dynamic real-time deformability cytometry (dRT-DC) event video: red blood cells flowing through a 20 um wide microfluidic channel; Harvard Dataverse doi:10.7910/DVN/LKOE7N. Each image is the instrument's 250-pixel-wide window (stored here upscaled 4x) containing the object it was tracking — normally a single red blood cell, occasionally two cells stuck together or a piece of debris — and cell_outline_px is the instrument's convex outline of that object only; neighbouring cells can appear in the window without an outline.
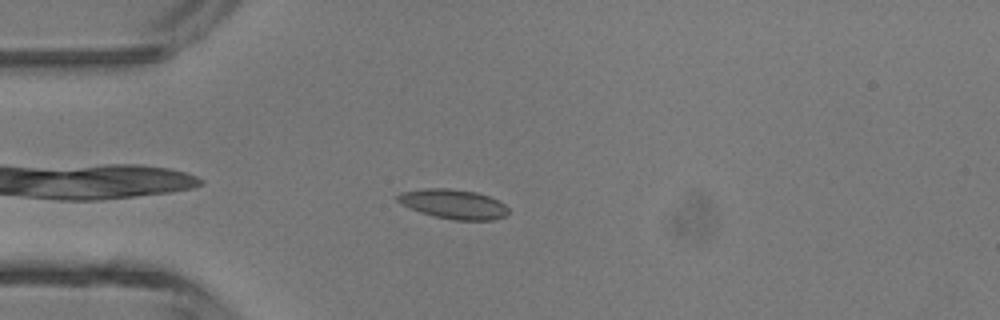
{"species": "common noctule bat (a hibernating species)", "species_latin": "Nyctalus noctula", "temperature_condition": "room temperature", "stored_images_in_passage": 37, "camera_frame_rate_fps": 3000, "um_per_image_px": 0.085, "animal": {"sex": "male", "body_mass_g": 13.3}, "frame": {"image": 1, "passage_image": 3, "time_ms": 0.667, "image_size_px": [1000, 320], "cell_outline_px": [[508, 212], [504, 216], [492, 220], [452, 220], [420, 212], [400, 204], [396, 200], [396, 196], [400, 192], [424, 188], [448, 188], [476, 192], [488, 196], [504, 204], [508, 208]], "centroid_in_image_um": [38.5, 17.34], "position_along_channel_um": 46.5, "area_um2": 19.02}}
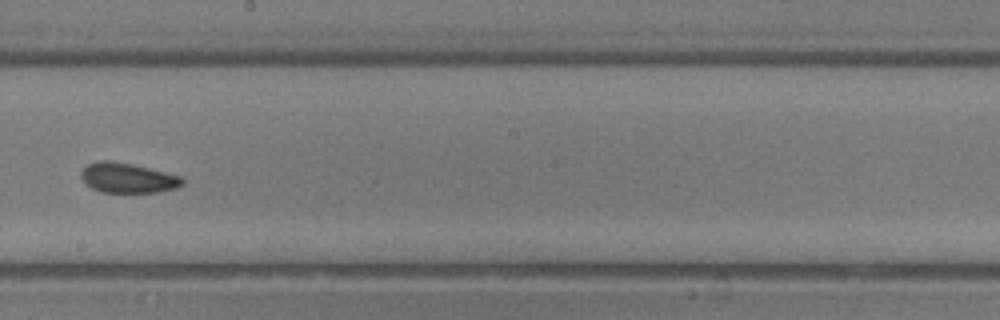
{"frame": {"image": 2, "passage_image": 17, "time_ms": 5.333, "image_size_px": [1000, 320], "cell_outline_px": [[184, 184], [176, 188], [160, 192], [100, 192], [92, 188], [80, 176], [80, 172], [88, 164], [100, 160], [112, 160], [132, 164], [180, 176], [184, 180]], "centroid_in_image_um": [10.86, 15.12], "position_along_channel_um": 237.3, "area_um2": 17.57}}
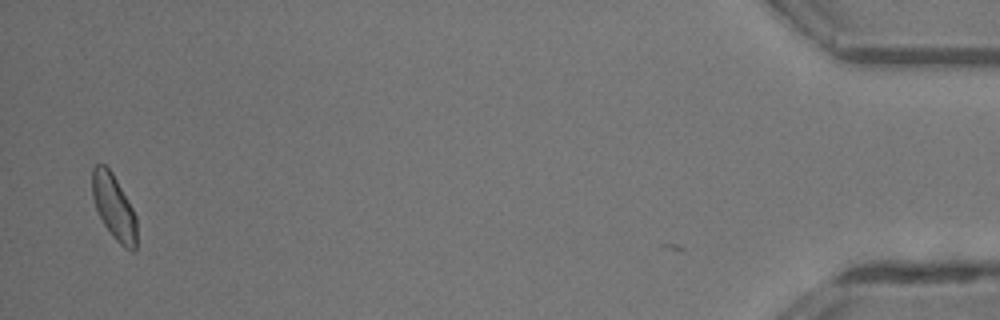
{"frame": {"image": 3, "passage_image": 36, "time_ms": 11.667, "image_size_px": [1000, 320], "cell_outline_px": [[136, 248], [132, 252], [124, 248], [112, 236], [104, 224], [96, 208], [92, 196], [92, 168], [96, 164], [104, 164], [112, 172], [128, 200], [136, 216]], "centroid_in_image_um": [9.68, 17.6], "position_along_channel_um": 425.5, "area_um2": 16.76}, "authors_computed_cell_mechanics": {"area_um2": 17.3978, "velocity_mm_per_s": 4.4434, "shape_relaxation_time_tau1_ms": null, "shape_relaxation_time_tau2_ms": 1.7367, "deformation_change_tau1": null, "deformation_change_tau2": 0.0862}}